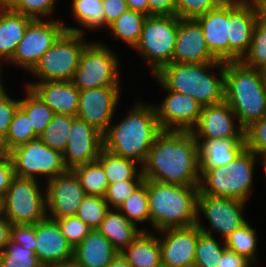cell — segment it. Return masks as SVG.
Returning <instances> with one entry per match:
<instances>
[{"mask_svg": "<svg viewBox=\"0 0 266 267\" xmlns=\"http://www.w3.org/2000/svg\"><path fill=\"white\" fill-rule=\"evenodd\" d=\"M145 180L199 187L198 143L191 132L163 130L142 167Z\"/></svg>", "mask_w": 266, "mask_h": 267, "instance_id": "1", "label": "cell"}, {"mask_svg": "<svg viewBox=\"0 0 266 267\" xmlns=\"http://www.w3.org/2000/svg\"><path fill=\"white\" fill-rule=\"evenodd\" d=\"M225 101L244 130L266 116V73L241 61L225 62Z\"/></svg>", "mask_w": 266, "mask_h": 267, "instance_id": "2", "label": "cell"}, {"mask_svg": "<svg viewBox=\"0 0 266 267\" xmlns=\"http://www.w3.org/2000/svg\"><path fill=\"white\" fill-rule=\"evenodd\" d=\"M162 131L155 108L139 104L123 121L110 126L103 134L104 148L115 155L145 163Z\"/></svg>", "mask_w": 266, "mask_h": 267, "instance_id": "3", "label": "cell"}, {"mask_svg": "<svg viewBox=\"0 0 266 267\" xmlns=\"http://www.w3.org/2000/svg\"><path fill=\"white\" fill-rule=\"evenodd\" d=\"M221 66L217 79L206 73L211 66ZM225 62L207 63H169L155 76L164 88L185 94L199 102L203 107L225 100Z\"/></svg>", "mask_w": 266, "mask_h": 267, "instance_id": "4", "label": "cell"}, {"mask_svg": "<svg viewBox=\"0 0 266 267\" xmlns=\"http://www.w3.org/2000/svg\"><path fill=\"white\" fill-rule=\"evenodd\" d=\"M198 195L199 187L147 180L150 222L158 230L196 225Z\"/></svg>", "mask_w": 266, "mask_h": 267, "instance_id": "5", "label": "cell"}, {"mask_svg": "<svg viewBox=\"0 0 266 267\" xmlns=\"http://www.w3.org/2000/svg\"><path fill=\"white\" fill-rule=\"evenodd\" d=\"M255 153L245 149L236 160L211 170H199L205 184L200 182L199 195L239 199L243 202L252 184Z\"/></svg>", "mask_w": 266, "mask_h": 267, "instance_id": "6", "label": "cell"}, {"mask_svg": "<svg viewBox=\"0 0 266 267\" xmlns=\"http://www.w3.org/2000/svg\"><path fill=\"white\" fill-rule=\"evenodd\" d=\"M66 31L41 57L31 71L45 81H71L87 45L81 42L82 31L65 27Z\"/></svg>", "mask_w": 266, "mask_h": 267, "instance_id": "7", "label": "cell"}, {"mask_svg": "<svg viewBox=\"0 0 266 267\" xmlns=\"http://www.w3.org/2000/svg\"><path fill=\"white\" fill-rule=\"evenodd\" d=\"M32 178L14 176L0 201L1 213L12 225H34L46 217V199Z\"/></svg>", "mask_w": 266, "mask_h": 267, "instance_id": "8", "label": "cell"}, {"mask_svg": "<svg viewBox=\"0 0 266 267\" xmlns=\"http://www.w3.org/2000/svg\"><path fill=\"white\" fill-rule=\"evenodd\" d=\"M179 19L176 15H148L144 21L140 39L135 47L151 60L155 74L164 65L172 63Z\"/></svg>", "mask_w": 266, "mask_h": 267, "instance_id": "9", "label": "cell"}, {"mask_svg": "<svg viewBox=\"0 0 266 267\" xmlns=\"http://www.w3.org/2000/svg\"><path fill=\"white\" fill-rule=\"evenodd\" d=\"M105 46L87 44L71 82L79 90L97 87H118V63Z\"/></svg>", "mask_w": 266, "mask_h": 267, "instance_id": "10", "label": "cell"}, {"mask_svg": "<svg viewBox=\"0 0 266 267\" xmlns=\"http://www.w3.org/2000/svg\"><path fill=\"white\" fill-rule=\"evenodd\" d=\"M14 176L35 179V174L49 175V179L68 171L63 154L56 151L39 138L20 145L8 152Z\"/></svg>", "mask_w": 266, "mask_h": 267, "instance_id": "11", "label": "cell"}, {"mask_svg": "<svg viewBox=\"0 0 266 267\" xmlns=\"http://www.w3.org/2000/svg\"><path fill=\"white\" fill-rule=\"evenodd\" d=\"M65 31L64 25L57 21L43 22L40 19H33L26 28L10 61L32 71L43 54Z\"/></svg>", "mask_w": 266, "mask_h": 267, "instance_id": "12", "label": "cell"}, {"mask_svg": "<svg viewBox=\"0 0 266 267\" xmlns=\"http://www.w3.org/2000/svg\"><path fill=\"white\" fill-rule=\"evenodd\" d=\"M63 160L68 170L96 161L104 148L103 133L84 120L75 118L69 133Z\"/></svg>", "mask_w": 266, "mask_h": 267, "instance_id": "13", "label": "cell"}, {"mask_svg": "<svg viewBox=\"0 0 266 267\" xmlns=\"http://www.w3.org/2000/svg\"><path fill=\"white\" fill-rule=\"evenodd\" d=\"M256 22L257 14L251 1L229 0V62L241 61L246 55Z\"/></svg>", "mask_w": 266, "mask_h": 267, "instance_id": "14", "label": "cell"}, {"mask_svg": "<svg viewBox=\"0 0 266 267\" xmlns=\"http://www.w3.org/2000/svg\"><path fill=\"white\" fill-rule=\"evenodd\" d=\"M46 206H49L53 220L75 216L86 196L79 178L72 170L48 180Z\"/></svg>", "mask_w": 266, "mask_h": 267, "instance_id": "15", "label": "cell"}, {"mask_svg": "<svg viewBox=\"0 0 266 267\" xmlns=\"http://www.w3.org/2000/svg\"><path fill=\"white\" fill-rule=\"evenodd\" d=\"M118 94V87H97L80 91L76 117L104 134L111 122Z\"/></svg>", "mask_w": 266, "mask_h": 267, "instance_id": "16", "label": "cell"}, {"mask_svg": "<svg viewBox=\"0 0 266 267\" xmlns=\"http://www.w3.org/2000/svg\"><path fill=\"white\" fill-rule=\"evenodd\" d=\"M168 91L169 95L164 100L161 108H155L161 129L191 132L198 123L203 106L192 97ZM173 125H176V128Z\"/></svg>", "mask_w": 266, "mask_h": 267, "instance_id": "17", "label": "cell"}, {"mask_svg": "<svg viewBox=\"0 0 266 267\" xmlns=\"http://www.w3.org/2000/svg\"><path fill=\"white\" fill-rule=\"evenodd\" d=\"M219 62L210 52L199 22L180 18L172 63Z\"/></svg>", "mask_w": 266, "mask_h": 267, "instance_id": "18", "label": "cell"}, {"mask_svg": "<svg viewBox=\"0 0 266 267\" xmlns=\"http://www.w3.org/2000/svg\"><path fill=\"white\" fill-rule=\"evenodd\" d=\"M166 239L160 241L162 267H194L199 237L197 225L166 228Z\"/></svg>", "mask_w": 266, "mask_h": 267, "instance_id": "19", "label": "cell"}, {"mask_svg": "<svg viewBox=\"0 0 266 267\" xmlns=\"http://www.w3.org/2000/svg\"><path fill=\"white\" fill-rule=\"evenodd\" d=\"M244 204L239 199L198 195L197 210L201 209L212 228L226 238L247 223L241 215Z\"/></svg>", "mask_w": 266, "mask_h": 267, "instance_id": "20", "label": "cell"}, {"mask_svg": "<svg viewBox=\"0 0 266 267\" xmlns=\"http://www.w3.org/2000/svg\"><path fill=\"white\" fill-rule=\"evenodd\" d=\"M35 239V254L43 265L73 261V247L56 220L46 217L35 223Z\"/></svg>", "mask_w": 266, "mask_h": 267, "instance_id": "21", "label": "cell"}, {"mask_svg": "<svg viewBox=\"0 0 266 267\" xmlns=\"http://www.w3.org/2000/svg\"><path fill=\"white\" fill-rule=\"evenodd\" d=\"M232 116L236 115L225 100L217 104L204 106L196 124L197 133L194 129L191 133L197 140V143L198 138H204V140L245 138V130L241 126L238 127V130L234 129Z\"/></svg>", "mask_w": 266, "mask_h": 267, "instance_id": "22", "label": "cell"}, {"mask_svg": "<svg viewBox=\"0 0 266 267\" xmlns=\"http://www.w3.org/2000/svg\"><path fill=\"white\" fill-rule=\"evenodd\" d=\"M195 19L202 28L212 55L218 61L229 62V0Z\"/></svg>", "mask_w": 266, "mask_h": 267, "instance_id": "23", "label": "cell"}, {"mask_svg": "<svg viewBox=\"0 0 266 267\" xmlns=\"http://www.w3.org/2000/svg\"><path fill=\"white\" fill-rule=\"evenodd\" d=\"M55 114L75 116L80 91L71 81H45L27 85Z\"/></svg>", "mask_w": 266, "mask_h": 267, "instance_id": "24", "label": "cell"}, {"mask_svg": "<svg viewBox=\"0 0 266 267\" xmlns=\"http://www.w3.org/2000/svg\"><path fill=\"white\" fill-rule=\"evenodd\" d=\"M245 138H217L198 143L199 169L211 170L233 162L246 149Z\"/></svg>", "mask_w": 266, "mask_h": 267, "instance_id": "25", "label": "cell"}, {"mask_svg": "<svg viewBox=\"0 0 266 267\" xmlns=\"http://www.w3.org/2000/svg\"><path fill=\"white\" fill-rule=\"evenodd\" d=\"M119 252L98 229H93L73 249L77 267H107Z\"/></svg>", "mask_w": 266, "mask_h": 267, "instance_id": "26", "label": "cell"}, {"mask_svg": "<svg viewBox=\"0 0 266 267\" xmlns=\"http://www.w3.org/2000/svg\"><path fill=\"white\" fill-rule=\"evenodd\" d=\"M32 20L0 3V57L11 59Z\"/></svg>", "mask_w": 266, "mask_h": 267, "instance_id": "27", "label": "cell"}, {"mask_svg": "<svg viewBox=\"0 0 266 267\" xmlns=\"http://www.w3.org/2000/svg\"><path fill=\"white\" fill-rule=\"evenodd\" d=\"M126 248L121 254L131 267H162L159 239L144 230Z\"/></svg>", "mask_w": 266, "mask_h": 267, "instance_id": "28", "label": "cell"}, {"mask_svg": "<svg viewBox=\"0 0 266 267\" xmlns=\"http://www.w3.org/2000/svg\"><path fill=\"white\" fill-rule=\"evenodd\" d=\"M98 231L103 234L112 246L121 253L141 232L137 230L124 213L109 210L102 220Z\"/></svg>", "mask_w": 266, "mask_h": 267, "instance_id": "29", "label": "cell"}, {"mask_svg": "<svg viewBox=\"0 0 266 267\" xmlns=\"http://www.w3.org/2000/svg\"><path fill=\"white\" fill-rule=\"evenodd\" d=\"M72 171L79 178L86 195L105 196L109 181L104 168L97 160L78 166Z\"/></svg>", "mask_w": 266, "mask_h": 267, "instance_id": "30", "label": "cell"}, {"mask_svg": "<svg viewBox=\"0 0 266 267\" xmlns=\"http://www.w3.org/2000/svg\"><path fill=\"white\" fill-rule=\"evenodd\" d=\"M39 138L31 126L27 113L19 107L10 123L5 142L0 146V151L8 153L12 149Z\"/></svg>", "mask_w": 266, "mask_h": 267, "instance_id": "31", "label": "cell"}, {"mask_svg": "<svg viewBox=\"0 0 266 267\" xmlns=\"http://www.w3.org/2000/svg\"><path fill=\"white\" fill-rule=\"evenodd\" d=\"M97 161L104 168L109 184L134 180L136 175L135 160L115 155L103 148Z\"/></svg>", "mask_w": 266, "mask_h": 267, "instance_id": "32", "label": "cell"}, {"mask_svg": "<svg viewBox=\"0 0 266 267\" xmlns=\"http://www.w3.org/2000/svg\"><path fill=\"white\" fill-rule=\"evenodd\" d=\"M147 15L128 9L108 27L115 37L121 38L131 46H136L140 39L143 24Z\"/></svg>", "mask_w": 266, "mask_h": 267, "instance_id": "33", "label": "cell"}, {"mask_svg": "<svg viewBox=\"0 0 266 267\" xmlns=\"http://www.w3.org/2000/svg\"><path fill=\"white\" fill-rule=\"evenodd\" d=\"M196 225L199 228L198 243L196 246V255L194 267H220V258L223 250L214 237L212 231L208 232L197 220Z\"/></svg>", "mask_w": 266, "mask_h": 267, "instance_id": "34", "label": "cell"}, {"mask_svg": "<svg viewBox=\"0 0 266 267\" xmlns=\"http://www.w3.org/2000/svg\"><path fill=\"white\" fill-rule=\"evenodd\" d=\"M75 116L55 114L39 139L50 148L63 154L68 144L69 133Z\"/></svg>", "mask_w": 266, "mask_h": 267, "instance_id": "35", "label": "cell"}, {"mask_svg": "<svg viewBox=\"0 0 266 267\" xmlns=\"http://www.w3.org/2000/svg\"><path fill=\"white\" fill-rule=\"evenodd\" d=\"M28 97L20 100V107L30 118L34 133L39 137L52 121L55 112L46 105L29 87Z\"/></svg>", "mask_w": 266, "mask_h": 267, "instance_id": "36", "label": "cell"}, {"mask_svg": "<svg viewBox=\"0 0 266 267\" xmlns=\"http://www.w3.org/2000/svg\"><path fill=\"white\" fill-rule=\"evenodd\" d=\"M103 196L86 195L75 214L92 230L98 229L110 210Z\"/></svg>", "mask_w": 266, "mask_h": 267, "instance_id": "37", "label": "cell"}, {"mask_svg": "<svg viewBox=\"0 0 266 267\" xmlns=\"http://www.w3.org/2000/svg\"><path fill=\"white\" fill-rule=\"evenodd\" d=\"M245 56L241 60L244 65L266 71V24L257 20L250 48Z\"/></svg>", "mask_w": 266, "mask_h": 267, "instance_id": "38", "label": "cell"}, {"mask_svg": "<svg viewBox=\"0 0 266 267\" xmlns=\"http://www.w3.org/2000/svg\"><path fill=\"white\" fill-rule=\"evenodd\" d=\"M117 210L124 211V213H126L124 215L132 224H135L134 221L142 222L144 220H150L147 198V180H144V183L138 187Z\"/></svg>", "mask_w": 266, "mask_h": 267, "instance_id": "39", "label": "cell"}, {"mask_svg": "<svg viewBox=\"0 0 266 267\" xmlns=\"http://www.w3.org/2000/svg\"><path fill=\"white\" fill-rule=\"evenodd\" d=\"M256 234L248 223L236 229L225 238V247L249 259L255 260Z\"/></svg>", "mask_w": 266, "mask_h": 267, "instance_id": "40", "label": "cell"}, {"mask_svg": "<svg viewBox=\"0 0 266 267\" xmlns=\"http://www.w3.org/2000/svg\"><path fill=\"white\" fill-rule=\"evenodd\" d=\"M6 250L0 252V267H42L35 251L24 249L11 239Z\"/></svg>", "mask_w": 266, "mask_h": 267, "instance_id": "41", "label": "cell"}, {"mask_svg": "<svg viewBox=\"0 0 266 267\" xmlns=\"http://www.w3.org/2000/svg\"><path fill=\"white\" fill-rule=\"evenodd\" d=\"M73 11L77 20L89 28L105 25L102 0H73Z\"/></svg>", "mask_w": 266, "mask_h": 267, "instance_id": "42", "label": "cell"}, {"mask_svg": "<svg viewBox=\"0 0 266 267\" xmlns=\"http://www.w3.org/2000/svg\"><path fill=\"white\" fill-rule=\"evenodd\" d=\"M55 0H0L7 9L19 12L32 19H40L38 15H46L52 11Z\"/></svg>", "mask_w": 266, "mask_h": 267, "instance_id": "43", "label": "cell"}, {"mask_svg": "<svg viewBox=\"0 0 266 267\" xmlns=\"http://www.w3.org/2000/svg\"><path fill=\"white\" fill-rule=\"evenodd\" d=\"M137 180H125L117 183H111L108 185L107 192L104 196L107 204H112L116 209L120 207V205L128 199L132 193L140 187L144 183V175L138 173Z\"/></svg>", "mask_w": 266, "mask_h": 267, "instance_id": "44", "label": "cell"}, {"mask_svg": "<svg viewBox=\"0 0 266 267\" xmlns=\"http://www.w3.org/2000/svg\"><path fill=\"white\" fill-rule=\"evenodd\" d=\"M55 220L60 226L62 234L66 237V240L73 249L80 244L92 230L76 216L64 217Z\"/></svg>", "mask_w": 266, "mask_h": 267, "instance_id": "45", "label": "cell"}, {"mask_svg": "<svg viewBox=\"0 0 266 267\" xmlns=\"http://www.w3.org/2000/svg\"><path fill=\"white\" fill-rule=\"evenodd\" d=\"M225 0H176V16L197 18L217 8Z\"/></svg>", "mask_w": 266, "mask_h": 267, "instance_id": "46", "label": "cell"}, {"mask_svg": "<svg viewBox=\"0 0 266 267\" xmlns=\"http://www.w3.org/2000/svg\"><path fill=\"white\" fill-rule=\"evenodd\" d=\"M245 140L247 149L263 157L266 155V116L245 129Z\"/></svg>", "mask_w": 266, "mask_h": 267, "instance_id": "47", "label": "cell"}, {"mask_svg": "<svg viewBox=\"0 0 266 267\" xmlns=\"http://www.w3.org/2000/svg\"><path fill=\"white\" fill-rule=\"evenodd\" d=\"M19 107L20 101L11 100L4 89L0 91V146L5 142L10 123Z\"/></svg>", "mask_w": 266, "mask_h": 267, "instance_id": "48", "label": "cell"}, {"mask_svg": "<svg viewBox=\"0 0 266 267\" xmlns=\"http://www.w3.org/2000/svg\"><path fill=\"white\" fill-rule=\"evenodd\" d=\"M10 239L29 251L36 250L35 224L12 225Z\"/></svg>", "mask_w": 266, "mask_h": 267, "instance_id": "49", "label": "cell"}, {"mask_svg": "<svg viewBox=\"0 0 266 267\" xmlns=\"http://www.w3.org/2000/svg\"><path fill=\"white\" fill-rule=\"evenodd\" d=\"M13 177L14 170L11 158L8 153L0 151V201L10 187Z\"/></svg>", "mask_w": 266, "mask_h": 267, "instance_id": "50", "label": "cell"}, {"mask_svg": "<svg viewBox=\"0 0 266 267\" xmlns=\"http://www.w3.org/2000/svg\"><path fill=\"white\" fill-rule=\"evenodd\" d=\"M102 3L107 26L129 9L126 0H102Z\"/></svg>", "mask_w": 266, "mask_h": 267, "instance_id": "51", "label": "cell"}, {"mask_svg": "<svg viewBox=\"0 0 266 267\" xmlns=\"http://www.w3.org/2000/svg\"><path fill=\"white\" fill-rule=\"evenodd\" d=\"M148 15H176V0H148Z\"/></svg>", "mask_w": 266, "mask_h": 267, "instance_id": "52", "label": "cell"}, {"mask_svg": "<svg viewBox=\"0 0 266 267\" xmlns=\"http://www.w3.org/2000/svg\"><path fill=\"white\" fill-rule=\"evenodd\" d=\"M250 260L225 248L221 254L220 267H248Z\"/></svg>", "mask_w": 266, "mask_h": 267, "instance_id": "53", "label": "cell"}, {"mask_svg": "<svg viewBox=\"0 0 266 267\" xmlns=\"http://www.w3.org/2000/svg\"><path fill=\"white\" fill-rule=\"evenodd\" d=\"M11 227L12 224L6 218L0 216V252L5 250L6 245L9 243Z\"/></svg>", "mask_w": 266, "mask_h": 267, "instance_id": "54", "label": "cell"}, {"mask_svg": "<svg viewBox=\"0 0 266 267\" xmlns=\"http://www.w3.org/2000/svg\"><path fill=\"white\" fill-rule=\"evenodd\" d=\"M128 8L148 16V0H126Z\"/></svg>", "mask_w": 266, "mask_h": 267, "instance_id": "55", "label": "cell"}, {"mask_svg": "<svg viewBox=\"0 0 266 267\" xmlns=\"http://www.w3.org/2000/svg\"><path fill=\"white\" fill-rule=\"evenodd\" d=\"M255 7L257 20L266 24V0H252Z\"/></svg>", "mask_w": 266, "mask_h": 267, "instance_id": "56", "label": "cell"}, {"mask_svg": "<svg viewBox=\"0 0 266 267\" xmlns=\"http://www.w3.org/2000/svg\"><path fill=\"white\" fill-rule=\"evenodd\" d=\"M107 267H131L127 260L123 257L121 253L112 260V262Z\"/></svg>", "mask_w": 266, "mask_h": 267, "instance_id": "57", "label": "cell"}, {"mask_svg": "<svg viewBox=\"0 0 266 267\" xmlns=\"http://www.w3.org/2000/svg\"><path fill=\"white\" fill-rule=\"evenodd\" d=\"M42 267H77V266L73 261H70L66 263L47 264L43 265Z\"/></svg>", "mask_w": 266, "mask_h": 267, "instance_id": "58", "label": "cell"}, {"mask_svg": "<svg viewBox=\"0 0 266 267\" xmlns=\"http://www.w3.org/2000/svg\"><path fill=\"white\" fill-rule=\"evenodd\" d=\"M263 166H265V169H266V155L264 156Z\"/></svg>", "mask_w": 266, "mask_h": 267, "instance_id": "59", "label": "cell"}, {"mask_svg": "<svg viewBox=\"0 0 266 267\" xmlns=\"http://www.w3.org/2000/svg\"><path fill=\"white\" fill-rule=\"evenodd\" d=\"M1 74V73H0ZM1 77V76H0ZM4 88H3V86H2V84H1V82H0V91H2Z\"/></svg>", "mask_w": 266, "mask_h": 267, "instance_id": "60", "label": "cell"}]
</instances>
